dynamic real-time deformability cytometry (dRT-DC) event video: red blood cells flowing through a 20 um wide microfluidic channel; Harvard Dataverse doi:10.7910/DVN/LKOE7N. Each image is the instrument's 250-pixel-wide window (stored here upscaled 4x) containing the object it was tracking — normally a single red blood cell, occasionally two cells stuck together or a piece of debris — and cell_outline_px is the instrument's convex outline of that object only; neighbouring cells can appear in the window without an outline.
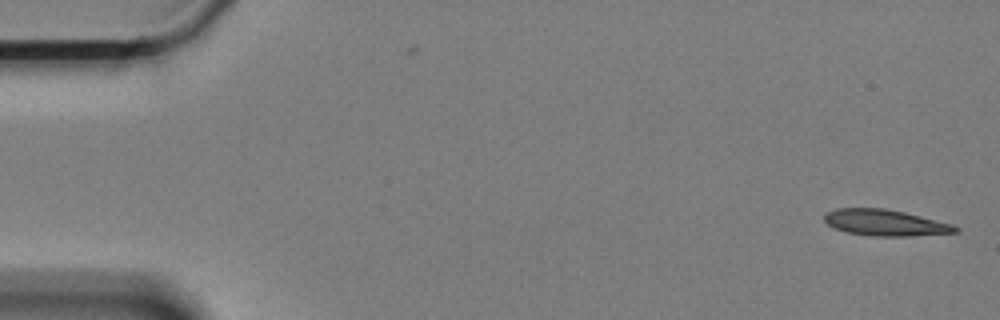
{"species": "Egyptian fruit bat (a non-hibernating species)", "species_latin": "Rousettus aegyptiacus", "temperature_condition": "cold", "stored_images_in_passage": 12, "camera_frame_rate_fps": 3000, "um_per_image_px": 0.085, "animal": {"sex": "female"}, "frame": {"image": 1, "passage_image": 1, "time_ms": 0.0, "image_size_px": [1000, 320], "cell_outline_px": [[960, 232], [912, 236], [872, 236], [848, 232], [836, 228], [828, 224], [824, 220], [824, 212], [836, 208], [884, 208], [904, 212], [952, 224], [960, 228]], "centroid_in_image_um": [75.25, 18.93], "position_along_channel_um": 9.8, "area_um2": 20.0}}